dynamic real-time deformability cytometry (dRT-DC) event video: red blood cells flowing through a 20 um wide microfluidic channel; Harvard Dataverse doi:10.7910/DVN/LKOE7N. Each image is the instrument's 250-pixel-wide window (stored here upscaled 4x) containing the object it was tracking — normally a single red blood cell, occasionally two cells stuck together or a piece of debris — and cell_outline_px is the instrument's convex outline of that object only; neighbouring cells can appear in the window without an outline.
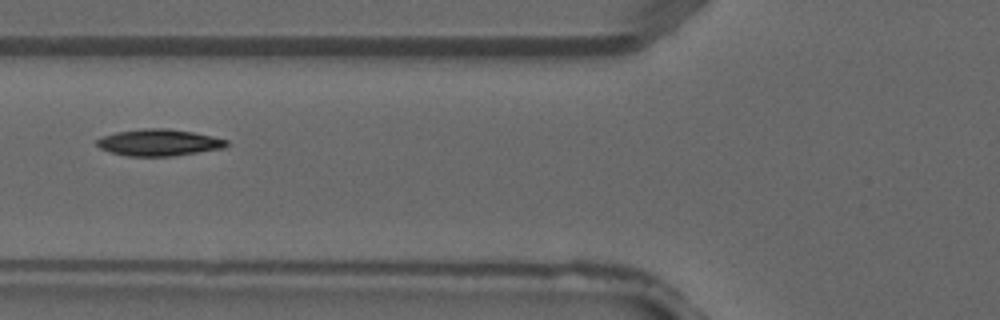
{"species": "common noctule bat (a hibernating species)", "species_latin": "Nyctalus noctula", "temperature_condition": "warm", "stored_images_in_passage": 4, "camera_frame_rate_fps": 3000, "um_per_image_px": 0.085, "animal": {"sex": "male", "forearm_length_mm": 52.5}, "frame": {"image": 1, "passage_image": 4, "time_ms": 1.0, "image_size_px": [1000, 320], "cell_outline_px": [[228, 144], [224, 148], [172, 156], [128, 156], [112, 152], [100, 148], [96, 144], [96, 140], [100, 136], [116, 132], [144, 128], [168, 128], [192, 132], [212, 136], [228, 140]], "centroid_in_image_um": [13.49, 12.11], "position_along_channel_um": 112.3, "area_um2": 20.11}}